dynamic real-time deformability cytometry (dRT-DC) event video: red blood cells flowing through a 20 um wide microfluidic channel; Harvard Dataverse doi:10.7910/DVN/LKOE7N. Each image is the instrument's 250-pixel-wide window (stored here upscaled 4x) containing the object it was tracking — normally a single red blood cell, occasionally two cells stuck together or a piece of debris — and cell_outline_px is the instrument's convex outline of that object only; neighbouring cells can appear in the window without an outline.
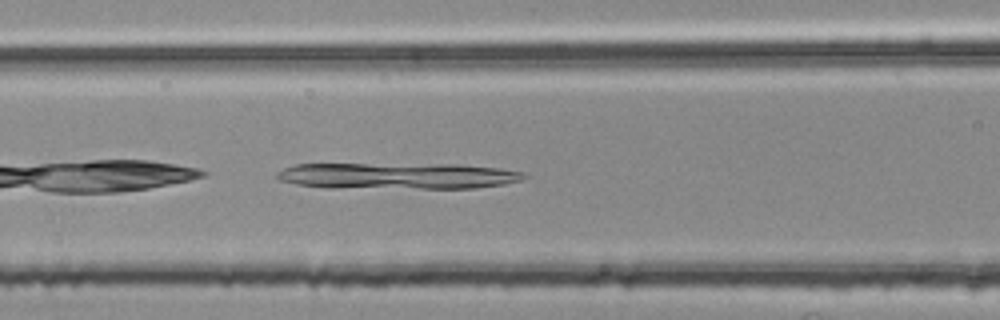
{"species": "common noctule bat (a hibernating species)", "species_latin": "Nyctalus noctula", "temperature_condition": "room temperature", "stored_images_in_passage": 37, "camera_frame_rate_fps": 3000, "um_per_image_px": 0.085, "animal": {"sex": "female", "body_mass_g": 25.1}, "frame": {"image": 1, "passage_image": 7, "time_ms": 2.0, "image_size_px": [1000, 320], "cell_outline_px": [[528, 176], [520, 180], [504, 184], [476, 188], [328, 188], [296, 184], [280, 180], [276, 176], [276, 172], [292, 164], [456, 164], [500, 168], [524, 172]], "centroid_in_image_um": [33.78, 14.95], "position_along_channel_um": 132.8, "area_um2": 38.15}}
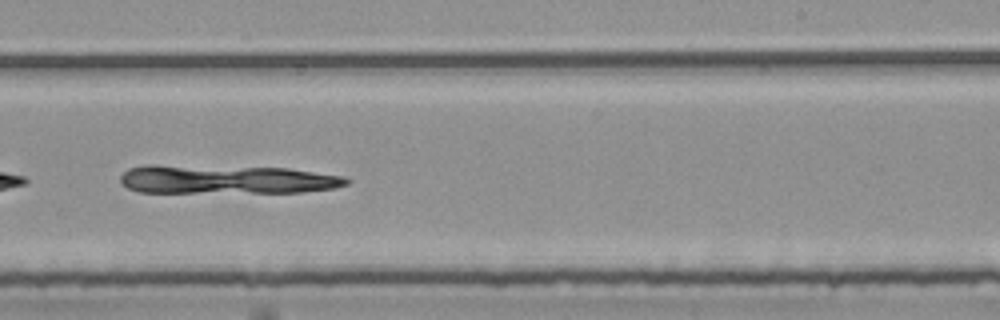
{"frame": {"image": 2, "passage_image": 18, "time_ms": 5.667, "image_size_px": [1000, 320], "cell_outline_px": [[352, 180], [348, 184], [336, 188], [304, 192], [140, 192], [128, 188], [120, 180], [120, 176], [128, 168], [148, 164], [152, 164], [288, 168], [344, 176]], "centroid_in_image_um": [19.27, 15.24], "position_along_channel_um": 269.7, "area_um2": 38.26}}
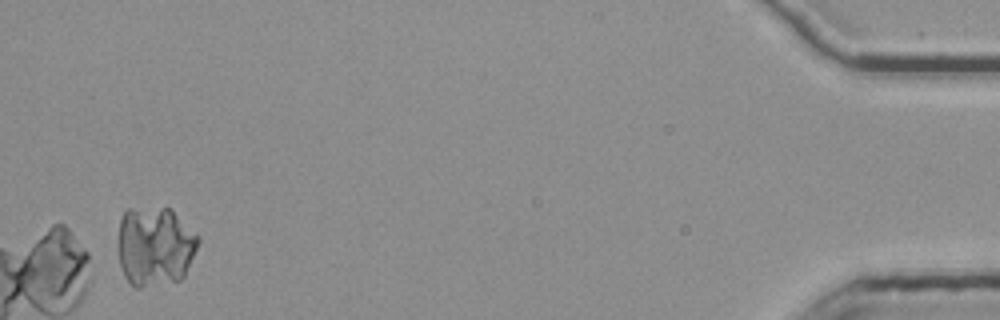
{"frame": {"image": 3, "passage_image": 37, "time_ms": 12.0, "image_size_px": [1000, 320], "cell_outline_px": [[200, 240], [184, 276], [180, 280], [140, 288], [136, 288], [124, 276], [120, 264], [120, 220], [124, 212], [128, 208], [168, 208]], "centroid_in_image_um": [13.15, 20.96], "position_along_channel_um": 422.0, "area_um2": 36.3}}